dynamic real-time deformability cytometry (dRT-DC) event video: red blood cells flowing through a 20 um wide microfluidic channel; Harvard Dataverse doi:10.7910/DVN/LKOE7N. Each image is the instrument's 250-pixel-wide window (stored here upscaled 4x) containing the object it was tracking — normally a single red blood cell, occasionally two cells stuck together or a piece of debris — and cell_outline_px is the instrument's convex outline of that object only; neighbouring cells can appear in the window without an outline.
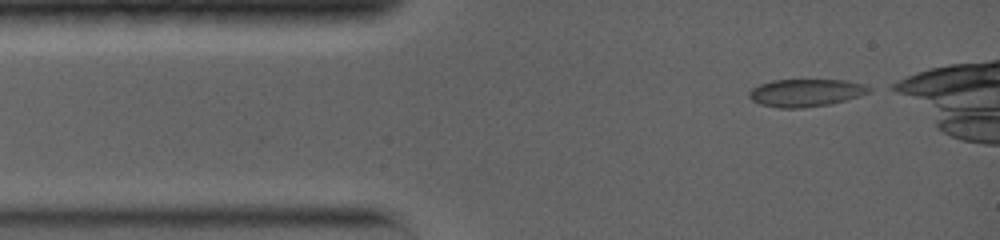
{"species": "common noctule bat (a hibernating species)", "species_latin": "Nyctalus noctula", "temperature_condition": "warm", "stored_images_in_passage": 62, "camera_frame_rate_fps": 5000, "um_per_image_px": 0.085, "animal": {"sex": "female", "body_mass_g": 19.0, "forearm_length_mm": 56.7}, "frame": {"image": 1, "passage_image": 1, "time_ms": 0.0, "image_size_px": [1000, 240], "cell_outline_px": [[872, 88], [868, 92], [844, 100], [828, 104], [804, 108], [780, 108], [760, 104], [752, 100], [748, 96], [748, 92], [752, 88], [760, 84], [772, 80], [848, 80], [864, 84]], "centroid_in_image_um": [68.45, 7.88], "position_along_channel_um": 16.6, "area_um2": 19.13}}
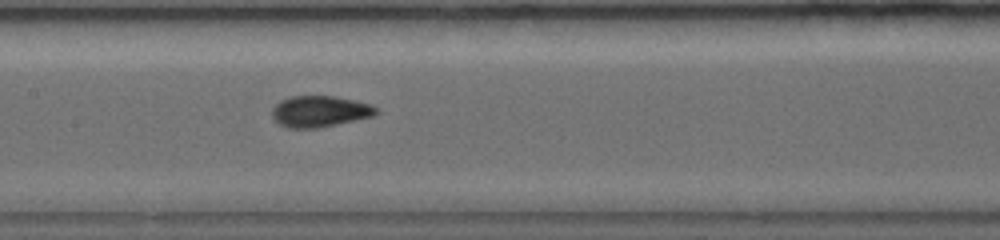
{"frame": {"image": 2, "passage_image": 31, "time_ms": 5.2, "image_size_px": [1000, 240], "cell_outline_px": [[380, 112], [372, 116], [356, 120], [316, 128], [288, 128], [280, 124], [272, 116], [272, 108], [280, 100], [292, 96], [332, 96], [356, 100], [380, 108]], "centroid_in_image_um": [27.2, 9.46], "position_along_channel_um": 180.2, "area_um2": 18.9}}
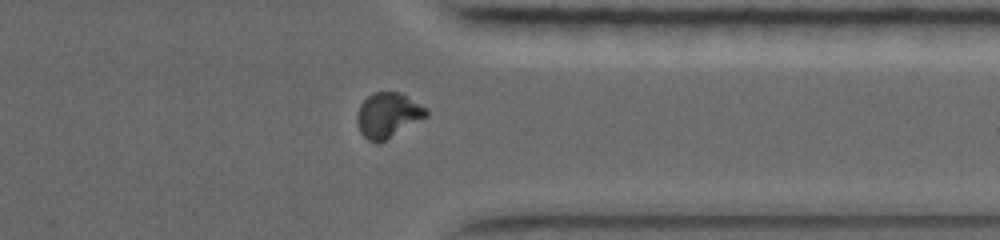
{"frame": {"image": 3, "passage_image": 55, "time_ms": 10.2, "image_size_px": [1000, 240], "cell_outline_px": [[428, 116], [384, 140], [368, 140], [360, 132], [356, 120], [356, 116], [360, 104], [368, 96], [376, 92], [400, 92], [428, 108]], "centroid_in_image_um": [32.98, 9.75], "position_along_channel_um": 378.4, "area_um2": 17.8}}